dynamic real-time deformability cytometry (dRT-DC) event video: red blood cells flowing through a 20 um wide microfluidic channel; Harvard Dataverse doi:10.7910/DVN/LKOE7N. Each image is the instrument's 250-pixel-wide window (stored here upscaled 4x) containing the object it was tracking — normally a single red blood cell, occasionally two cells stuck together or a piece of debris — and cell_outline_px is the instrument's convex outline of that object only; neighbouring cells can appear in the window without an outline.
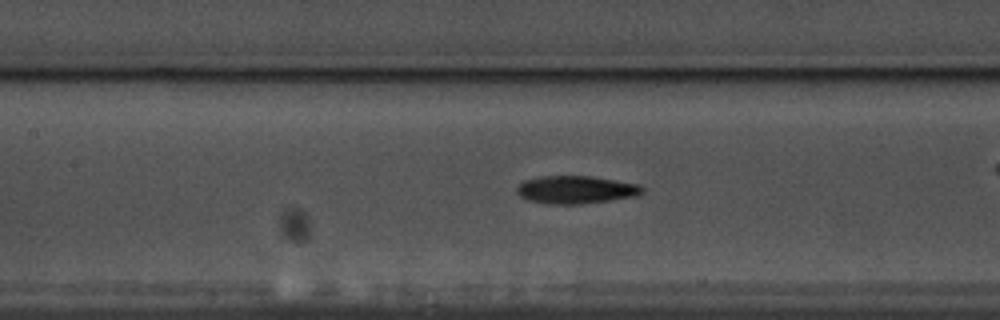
{"species": "common noctule bat (a hibernating species)", "species_latin": "Nyctalus noctula", "temperature_condition": "warm", "stored_images_in_passage": 9, "camera_frame_rate_fps": 3000, "um_per_image_px": 0.085, "animal": {"sex": "male", "body_mass_g": 17.5, "forearm_length_mm": 52.3}, "frame": {"image": 1, "passage_image": 6, "time_ms": 1.667, "image_size_px": [1000, 320], "cell_outline_px": [[644, 192], [636, 196], [580, 204], [548, 204], [528, 200], [520, 196], [516, 192], [516, 188], [524, 180], [540, 176], [592, 176], [636, 184], [644, 188]], "centroid_in_image_um": [48.91, 16.12], "position_along_channel_um": 158.5, "area_um2": 20.23}}